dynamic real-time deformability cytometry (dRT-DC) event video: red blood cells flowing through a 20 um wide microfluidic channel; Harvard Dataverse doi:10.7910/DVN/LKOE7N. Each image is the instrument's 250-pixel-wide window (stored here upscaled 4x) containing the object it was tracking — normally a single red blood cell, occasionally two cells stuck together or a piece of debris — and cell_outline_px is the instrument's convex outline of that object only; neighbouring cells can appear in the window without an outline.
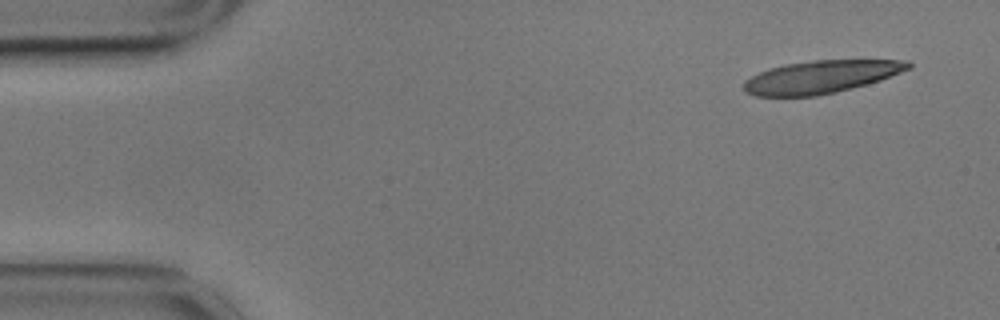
{"species": "common noctule bat (a hibernating species)", "species_latin": "Nyctalus noctula", "temperature_condition": "cold", "stored_images_in_passage": 56, "camera_frame_rate_fps": 3000, "um_per_image_px": 0.085, "animal": {"sex": "male", "body_mass_g": 17.9}, "frame": {"image": 1, "passage_image": 4, "time_ms": 1.0, "image_size_px": [1000, 320], "cell_outline_px": [[912, 68], [880, 80], [836, 92], [816, 96], [756, 96], [744, 92], [744, 80], [768, 68], [784, 64], [812, 60], [908, 60], [912, 64]], "centroid_in_image_um": [69.77, 6.53], "position_along_channel_um": 15.2, "area_um2": 31.39}}